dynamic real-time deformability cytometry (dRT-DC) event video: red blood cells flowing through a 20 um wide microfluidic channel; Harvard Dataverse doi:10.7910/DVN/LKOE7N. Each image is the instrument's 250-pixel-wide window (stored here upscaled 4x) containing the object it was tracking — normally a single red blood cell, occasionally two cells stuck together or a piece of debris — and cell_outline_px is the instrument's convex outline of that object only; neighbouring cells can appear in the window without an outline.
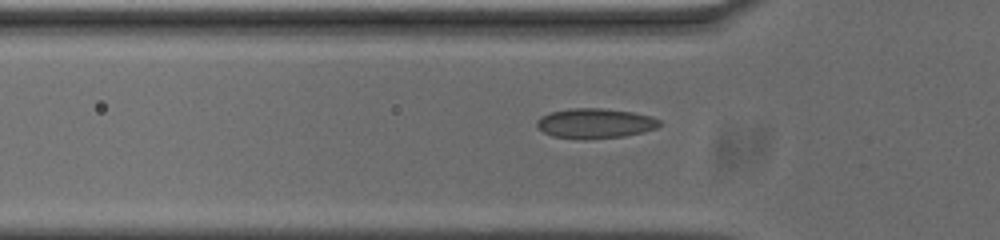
{"species": "common noctule bat (a hibernating species)", "species_latin": "Nyctalus noctula", "temperature_condition": "cold", "stored_images_in_passage": 37, "segment_of_instrument_passage": [1, 2], "camera_frame_rate_fps": 3000, "um_per_image_px": 0.085, "animal": {"sex": "male", "body_mass_g": 20.0, "forearm_length_mm": 53.3}, "frame": {"image": 1, "passage_image": 6, "time_ms": 1.667, "image_size_px": [1000, 240], "cell_outline_px": [[664, 124], [656, 128], [624, 136], [552, 136], [536, 128], [536, 120], [540, 116], [552, 112], [572, 108], [600, 108], [632, 112], [652, 116], [660, 120]], "centroid_in_image_um": [50.6, 10.43], "position_along_channel_um": 75.2, "area_um2": 20.52}}
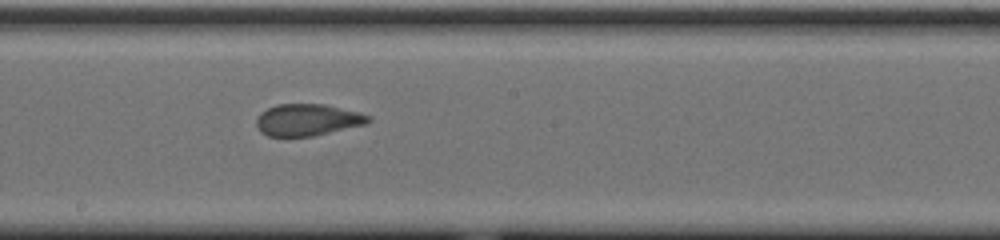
{"frame": {"image": 2, "passage_image": 18, "time_ms": 5.667, "image_size_px": [1000, 240], "cell_outline_px": [[372, 120], [368, 124], [312, 136], [268, 136], [260, 132], [256, 124], [256, 120], [260, 112], [276, 104], [324, 104], [372, 116]], "centroid_in_image_um": [26.14, 10.19], "position_along_channel_um": 222.1, "area_um2": 20.75}}
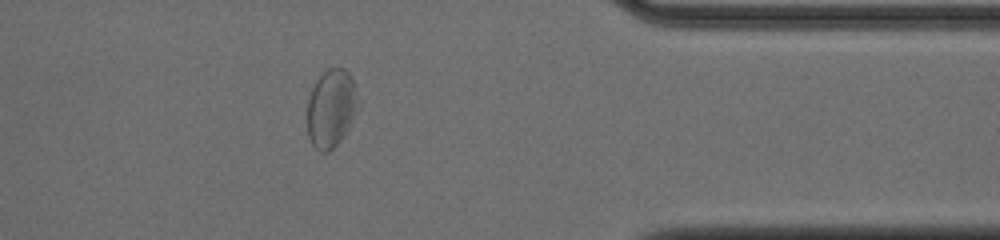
{"frame": {"image": 3, "passage_image": 33, "time_ms": 10.667, "image_size_px": [1000, 240], "cell_outline_px": [[360, 104], [348, 128], [340, 140], [328, 152], [320, 152], [312, 144], [308, 136], [308, 100], [312, 88], [316, 80], [328, 68], [344, 68], [352, 76]], "centroid_in_image_um": [28.16, 9.19], "position_along_channel_um": 383.2, "area_um2": 23.06}}